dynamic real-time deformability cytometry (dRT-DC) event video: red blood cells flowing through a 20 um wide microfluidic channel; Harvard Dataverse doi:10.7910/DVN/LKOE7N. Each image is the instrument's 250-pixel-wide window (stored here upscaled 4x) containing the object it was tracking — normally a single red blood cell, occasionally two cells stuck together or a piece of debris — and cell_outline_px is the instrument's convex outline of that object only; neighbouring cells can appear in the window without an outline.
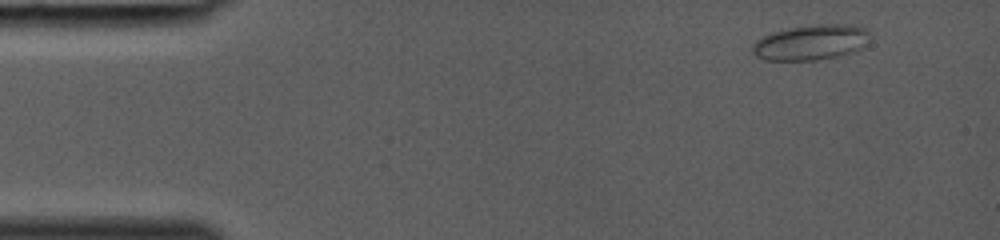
{"species": "common noctule bat (a hibernating species)", "species_latin": "Nyctalus noctula", "temperature_condition": "room temperature", "stored_images_in_passage": 36, "camera_frame_rate_fps": 3000, "um_per_image_px": 0.085, "animal": {"sex": "female", "body_mass_g": 19.0, "forearm_length_mm": 53.3}, "frame": {"image": 1, "passage_image": 1, "time_ms": 0.0, "image_size_px": [1000, 240], "cell_outline_px": [[868, 32], [864, 48], [852, 52], [836, 56], [816, 60], [764, 60], [756, 56], [752, 52], [752, 44], [760, 36], [772, 32], [788, 28], [824, 24], [836, 24], [864, 28]], "centroid_in_image_um": [68.85, 3.62], "position_along_channel_um": 16.2, "area_um2": 23.87}}
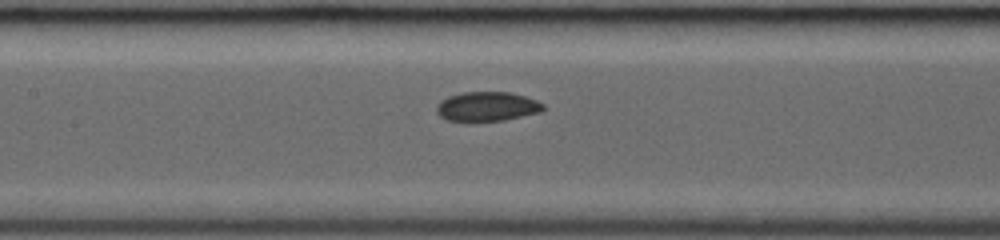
{"frame": {"image": 2, "passage_image": 16, "time_ms": 5.0, "image_size_px": [1000, 240], "cell_outline_px": [[544, 108], [540, 112], [504, 120], [448, 120], [440, 116], [436, 112], [436, 108], [440, 100], [448, 96], [464, 92], [508, 92], [524, 96], [536, 100], [544, 104]], "centroid_in_image_um": [41.39, 9.04], "position_along_channel_um": 166.0, "area_um2": 17.98}}
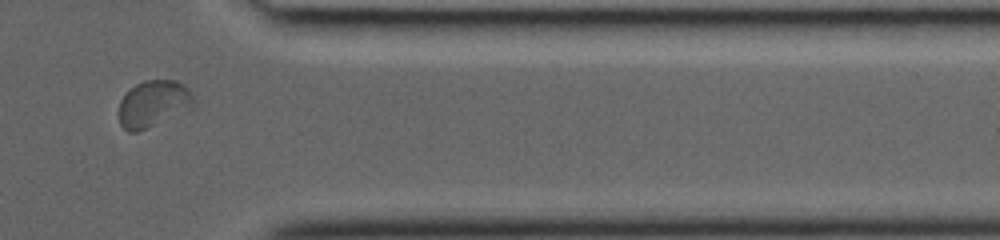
{"frame": {"image": 3, "passage_image": 30, "time_ms": 9.667, "image_size_px": [1000, 240], "cell_outline_px": [[196, 104], [192, 108], [136, 132], [128, 132], [120, 124], [120, 100], [128, 88], [144, 80], [176, 80], [184, 84], [192, 92], [196, 100]], "centroid_in_image_um": [13.07, 8.78], "position_along_channel_um": 398.3, "area_um2": 20.4}}